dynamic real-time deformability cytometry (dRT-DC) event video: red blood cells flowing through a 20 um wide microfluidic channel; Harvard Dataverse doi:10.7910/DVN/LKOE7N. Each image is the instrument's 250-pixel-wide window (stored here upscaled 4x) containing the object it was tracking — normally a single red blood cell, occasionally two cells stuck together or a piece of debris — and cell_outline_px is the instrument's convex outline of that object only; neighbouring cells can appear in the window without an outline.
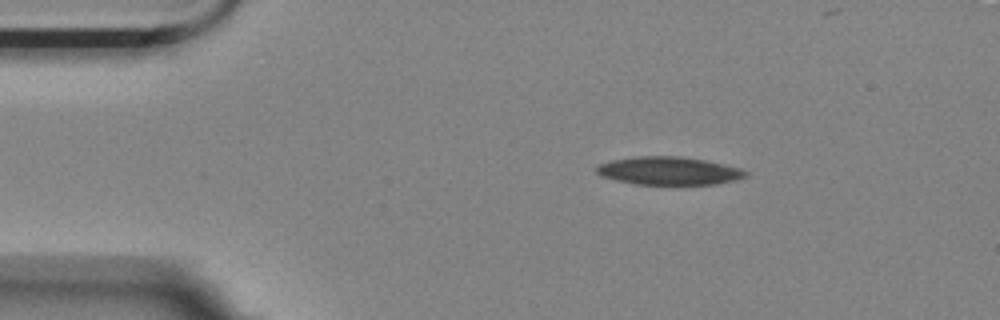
{"species": "Egyptian fruit bat (a non-hibernating species)", "species_latin": "Rousettus aegyptiacus", "temperature_condition": "room temperature", "stored_images_in_passage": 40, "camera_frame_rate_fps": 3000, "um_per_image_px": 0.085, "animal": {"sex": "female"}, "frame": {"image": 1, "passage_image": 1, "time_ms": 0.0, "image_size_px": [1000, 320], "cell_outline_px": [[748, 176], [736, 180], [716, 184], [636, 184], [616, 180], [604, 176], [596, 172], [596, 168], [600, 164], [612, 160], [636, 156], [680, 156], [708, 160], [740, 168], [748, 172]], "centroid_in_image_um": [56.91, 14.51], "position_along_channel_um": 28.1, "area_um2": 24.33}}
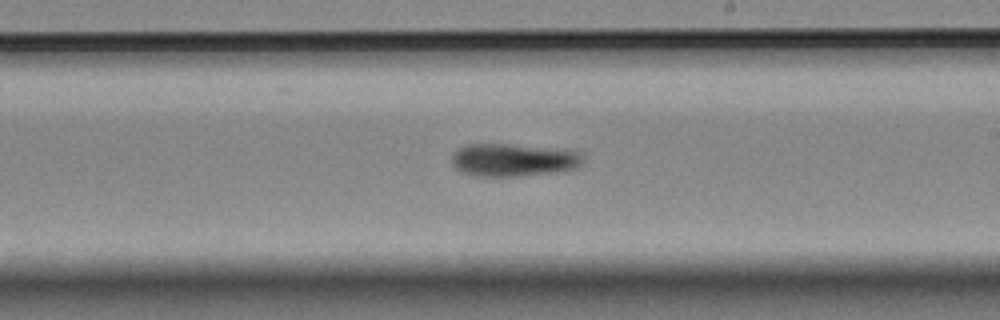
{"frame": {"image": 2, "passage_image": 24, "time_ms": 7.667, "image_size_px": [1000, 320], "cell_outline_px": [[584, 160], [576, 168], [556, 172], [520, 176], [472, 176], [460, 172], [452, 164], [452, 156], [460, 148], [468, 144], [504, 144], [564, 148], [580, 152], [584, 156]], "centroid_in_image_um": [43.68, 13.59], "position_along_channel_um": 245.3, "area_um2": 25.37}}
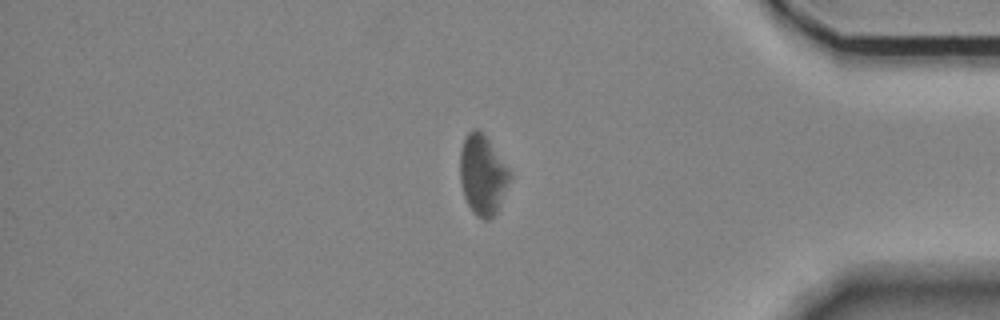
{"frame": {"image": 3, "passage_image": 39, "time_ms": 12.667, "image_size_px": [1000, 320], "cell_outline_px": [[512, 176], [496, 212], [488, 220], [484, 220], [476, 216], [472, 212], [464, 196], [460, 180], [460, 152], [464, 140], [468, 132], [472, 128], [480, 128], [484, 132], [512, 172]], "centroid_in_image_um": [41.03, 14.82], "position_along_channel_um": 394.2, "area_um2": 23.47}}